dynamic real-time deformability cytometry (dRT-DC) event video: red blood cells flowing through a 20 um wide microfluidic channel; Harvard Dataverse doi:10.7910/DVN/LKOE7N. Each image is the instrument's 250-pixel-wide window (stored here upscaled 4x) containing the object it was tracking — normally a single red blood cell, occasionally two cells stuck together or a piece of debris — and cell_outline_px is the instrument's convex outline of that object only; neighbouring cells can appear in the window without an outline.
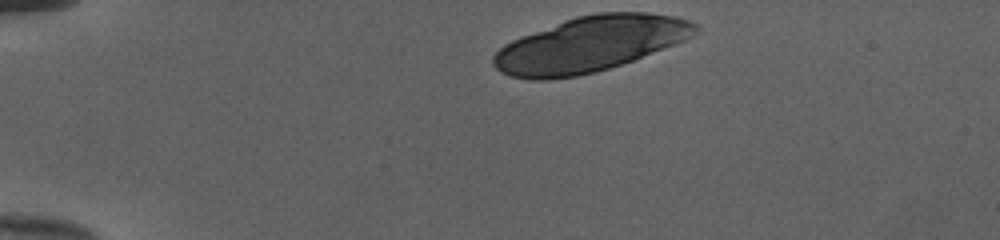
{"species": "human", "species_latin": "Homo sapiens", "temperature_condition": "cold", "stored_images_in_passage": 35, "camera_frame_rate_fps": 3000, "um_per_image_px": 0.085, "donor": {"sex": "female"}, "frame": {"image": 1, "passage_image": 1, "time_ms": 0.0, "image_size_px": [1000, 240], "cell_outline_px": [[700, 32], [684, 40], [632, 60], [596, 72], [576, 76], [548, 80], [528, 80], [512, 76], [500, 72], [492, 64], [492, 56], [504, 44], [512, 40], [564, 20], [576, 16], [600, 12], [648, 12], [672, 16], [688, 20], [696, 24], [700, 28]], "centroid_in_image_um": [50.13, 3.76], "position_along_channel_um": 34.9, "area_um2": 64.79}}